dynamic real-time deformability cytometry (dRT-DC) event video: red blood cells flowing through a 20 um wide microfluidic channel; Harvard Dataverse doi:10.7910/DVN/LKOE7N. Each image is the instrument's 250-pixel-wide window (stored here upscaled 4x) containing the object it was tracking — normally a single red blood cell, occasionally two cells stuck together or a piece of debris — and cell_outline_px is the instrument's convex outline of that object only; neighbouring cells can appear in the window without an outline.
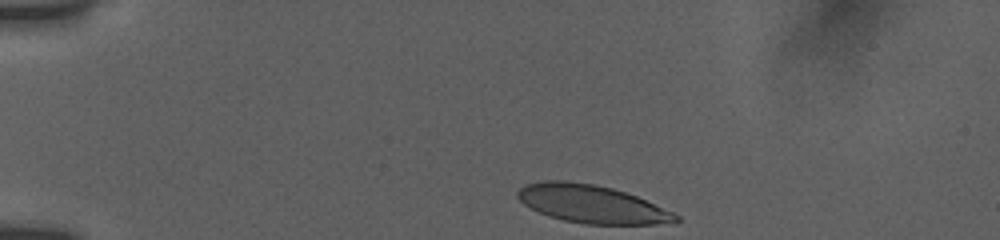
{"species": "human", "species_latin": "Homo sapiens", "temperature_condition": "room temperature", "stored_images_in_passage": 37, "camera_frame_rate_fps": 3000, "um_per_image_px": 0.085, "donor": {"sex": "female"}, "frame": {"image": 1, "passage_image": 1, "time_ms": 0.0, "image_size_px": [1000, 240], "cell_outline_px": [[680, 220], [652, 224], [584, 224], [564, 220], [548, 216], [524, 204], [516, 196], [516, 192], [524, 184], [540, 180], [568, 180], [596, 184], [612, 188], [636, 196], [672, 212], [680, 216]], "centroid_in_image_um": [50.22, 17.32], "position_along_channel_um": 34.8, "area_um2": 34.85}}
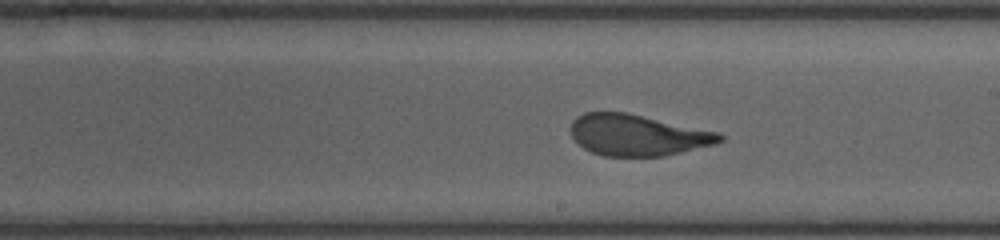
{"frame": {"image": 2, "passage_image": 22, "time_ms": 7.0, "image_size_px": [1000, 240], "cell_outline_px": [[724, 140], [716, 144], [664, 156], [604, 156], [592, 152], [584, 148], [572, 136], [568, 128], [572, 120], [576, 116], [584, 112], [628, 112], [720, 132], [724, 136]], "centroid_in_image_um": [54.2, 11.47], "position_along_channel_um": 234.8, "area_um2": 36.18}}
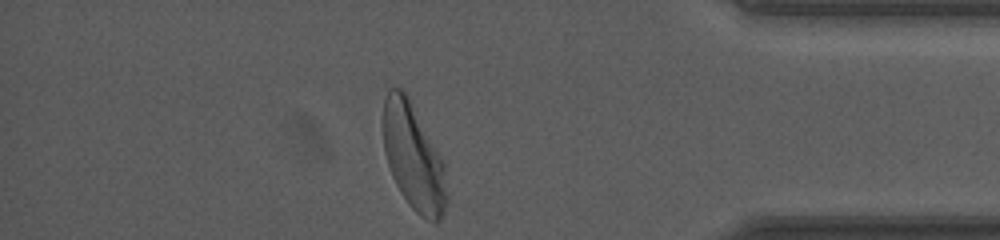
{"frame": {"image": 3, "passage_image": 37, "time_ms": 12.0, "image_size_px": [1000, 240], "cell_outline_px": [[448, 200], [444, 212], [440, 220], [436, 224], [420, 216], [408, 204], [400, 192], [392, 176], [384, 152], [384, 100], [388, 88], [400, 88], [408, 96], [444, 160], [448, 196]], "centroid_in_image_um": [35.18, 13.4], "position_along_channel_um": 400.0, "area_um2": 39.71}, "authors_computed_cell_mechanics": {"area_um2": 36.8764, "velocity_mm_per_s": 3.8119, "shape_relaxation_time_tau1_ms": 3.0432, "shape_relaxation_time_tau2_ms": null, "deformation_change_tau1": 0.187, "deformation_change_tau2": null}}